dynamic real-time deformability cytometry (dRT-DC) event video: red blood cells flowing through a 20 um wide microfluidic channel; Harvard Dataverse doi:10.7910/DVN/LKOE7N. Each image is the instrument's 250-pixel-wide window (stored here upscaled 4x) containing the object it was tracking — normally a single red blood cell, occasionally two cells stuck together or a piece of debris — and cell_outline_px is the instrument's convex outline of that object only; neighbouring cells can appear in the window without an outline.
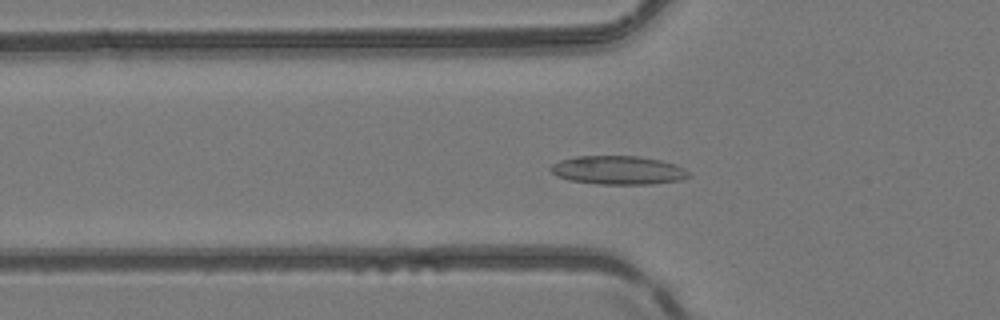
{"species": "common noctule bat (a hibernating species)", "species_latin": "Nyctalus noctula", "temperature_condition": "room temperature", "stored_images_in_passage": 48, "camera_frame_rate_fps": 3000, "um_per_image_px": 0.085, "animal": {"sex": "female", "body_mass_g": 24.6, "forearm_length_mm": 56.2}, "frame": {"image": 1, "passage_image": 17, "time_ms": 5.333, "image_size_px": [1000, 320], "cell_outline_px": [[692, 176], [680, 180], [652, 184], [600, 184], [568, 180], [556, 176], [548, 168], [552, 164], [560, 160], [576, 156], [640, 156], [660, 160], [684, 168]], "centroid_in_image_um": [52.51, 14.46], "position_along_channel_um": 73.3, "area_um2": 23.06}}
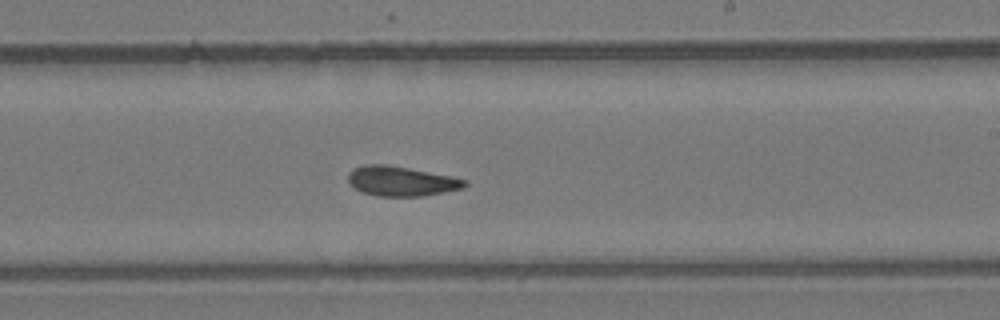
{"frame": {"image": 2, "passage_image": 30, "time_ms": 9.667, "image_size_px": [1000, 320], "cell_outline_px": [[468, 184], [464, 188], [444, 192], [420, 196], [376, 196], [364, 192], [356, 188], [348, 180], [348, 172], [352, 168], [364, 164], [388, 164], [452, 176], [468, 180]], "centroid_in_image_um": [34.12, 15.38], "position_along_channel_um": 254.9, "area_um2": 20.29}}
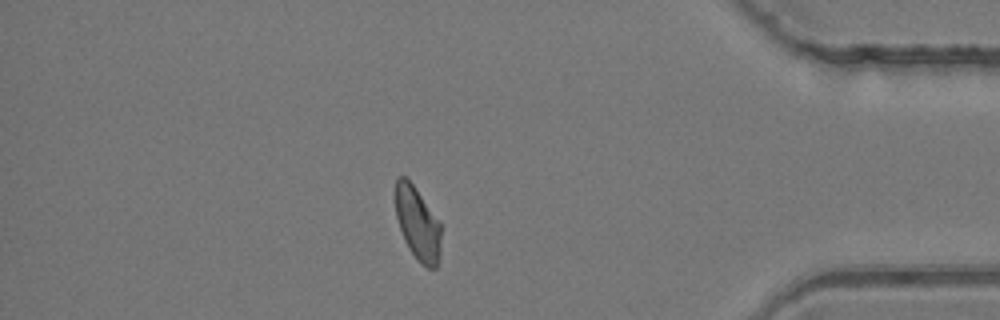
{"frame": {"image": 3, "passage_image": 43, "time_ms": 14.0, "image_size_px": [1000, 320], "cell_outline_px": [[440, 252], [436, 268], [428, 268], [412, 252], [404, 240], [396, 216], [396, 180], [400, 176], [404, 176], [412, 184], [440, 220]], "centroid_in_image_um": [35.51, 18.98], "position_along_channel_um": 399.7, "area_um2": 18.96}, "authors_computed_cell_mechanics": {"area_um2": 20.6924, "velocity_mm_per_s": 4.1823, "shape_relaxation_time_tau1_ms": null, "shape_relaxation_time_tau2_ms": 2.6077, "deformation_change_tau1": null, "deformation_change_tau2": 0.0705}}